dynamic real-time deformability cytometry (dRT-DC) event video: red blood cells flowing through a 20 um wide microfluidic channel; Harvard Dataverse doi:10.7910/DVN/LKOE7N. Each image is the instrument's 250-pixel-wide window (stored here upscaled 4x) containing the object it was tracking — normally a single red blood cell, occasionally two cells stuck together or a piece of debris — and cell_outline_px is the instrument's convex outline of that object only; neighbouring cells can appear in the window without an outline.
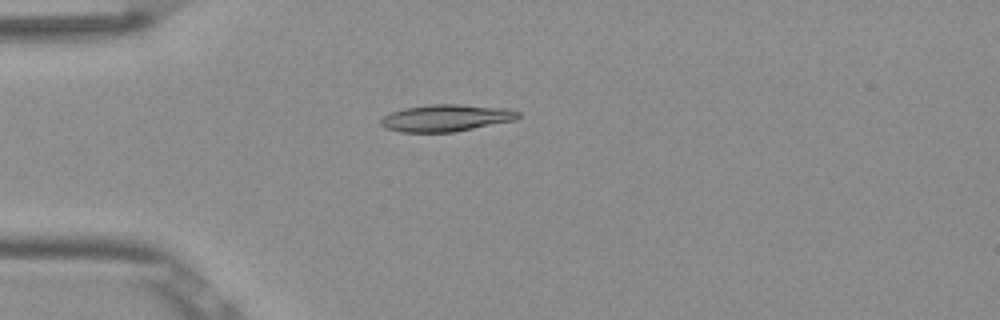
{"species": "Egyptian fruit bat (a non-hibernating species)", "species_latin": "Rousettus aegyptiacus", "temperature_condition": "room temperature", "stored_images_in_passage": 41, "camera_frame_rate_fps": 3000, "um_per_image_px": 0.085, "frame": {"image": 1, "passage_image": 3, "time_ms": 0.667, "image_size_px": [1000, 320], "cell_outline_px": [[520, 116], [516, 120], [456, 132], [400, 132], [384, 128], [380, 124], [380, 120], [384, 116], [392, 112], [404, 108], [432, 104], [460, 104], [508, 108], [520, 112]], "centroid_in_image_um": [37.94, 10.03], "position_along_channel_um": 47.1, "area_um2": 21.79}}
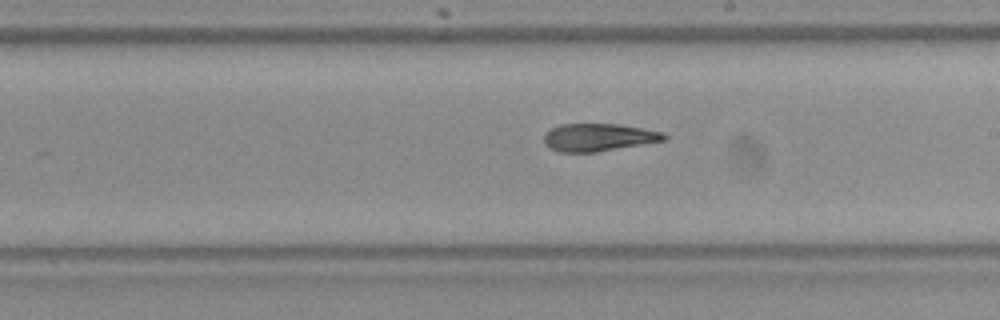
{"frame": {"image": 2, "passage_image": 19, "time_ms": 6.0, "image_size_px": [1000, 320], "cell_outline_px": [[668, 136], [664, 140], [596, 152], [560, 152], [548, 148], [544, 144], [544, 136], [552, 128], [560, 124], [620, 124], [664, 132]], "centroid_in_image_um": [50.86, 11.67], "position_along_channel_um": 238.1, "area_um2": 19.25}}
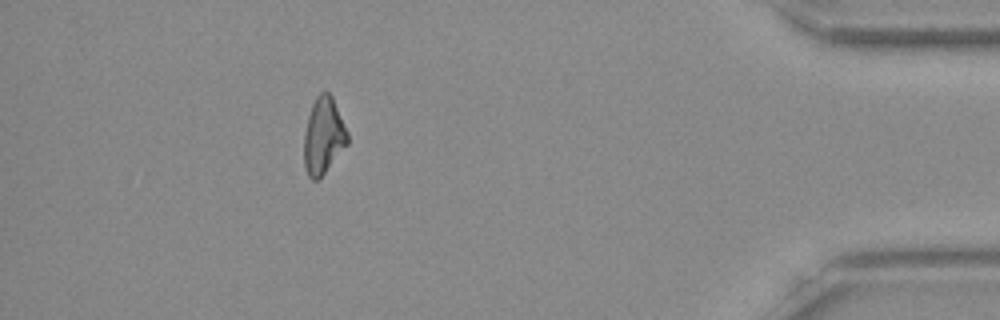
{"frame": {"image": 3, "passage_image": 36, "time_ms": 11.667, "image_size_px": [1000, 320], "cell_outline_px": [[348, 144], [320, 180], [312, 180], [308, 176], [304, 168], [304, 132], [308, 116], [312, 104], [316, 96], [320, 92], [328, 92], [332, 96], [348, 132]], "centroid_in_image_um": [27.49, 11.59], "position_along_channel_um": 407.7, "area_um2": 19.71}, "authors_computed_cell_mechanics": {"area_um2": 20.23, "velocity_mm_per_s": 3.8857, "shape_relaxation_time_tau1_ms": null, "shape_relaxation_time_tau2_ms": 2.5827, "deformation_change_tau1": null, "deformation_change_tau2": 0.0992}}